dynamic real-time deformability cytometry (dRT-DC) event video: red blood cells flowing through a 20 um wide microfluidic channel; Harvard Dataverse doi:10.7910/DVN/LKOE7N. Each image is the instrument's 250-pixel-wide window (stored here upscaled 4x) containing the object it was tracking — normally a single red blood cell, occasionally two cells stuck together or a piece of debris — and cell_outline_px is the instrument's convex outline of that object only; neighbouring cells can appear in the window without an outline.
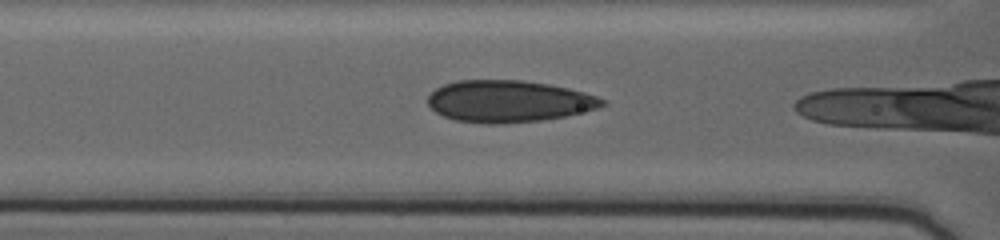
{"species": "human", "species_latin": "Homo sapiens", "temperature_condition": "warm", "stored_images_in_passage": 30, "camera_frame_rate_fps": 3000, "um_per_image_px": 0.085, "donor": {"sex": "female"}, "frame": {"image": 1, "passage_image": 5, "time_ms": 1.333, "image_size_px": [1000, 240], "cell_outline_px": [[608, 104], [596, 108], [564, 116], [540, 120], [500, 124], [484, 124], [456, 120], [444, 116], [436, 112], [428, 104], [428, 96], [436, 88], [444, 84], [460, 80], [520, 80], [548, 84], [568, 88], [596, 96], [604, 100]], "centroid_in_image_um": [43.2, 8.61], "position_along_channel_um": 123.4, "area_um2": 42.19}}
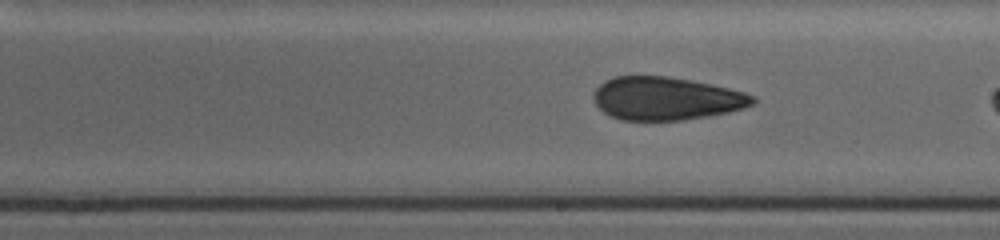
{"frame": {"image": 2, "passage_image": 17, "time_ms": 5.333, "image_size_px": [1000, 240], "cell_outline_px": [[756, 100], [752, 104], [744, 108], [728, 112], [708, 116], [680, 120], [620, 120], [608, 116], [596, 104], [592, 96], [596, 88], [600, 84], [616, 76], [664, 76], [688, 80], [728, 88], [744, 92], [756, 96]], "centroid_in_image_um": [56.6, 8.38], "position_along_channel_um": 232.4, "area_um2": 39.71}}
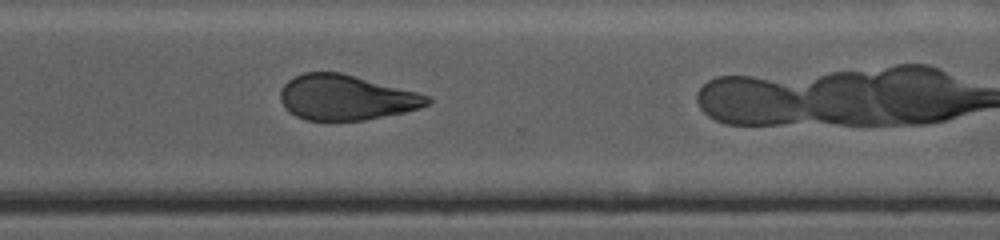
{"frame": {"image": 3, "passage_image": 29, "time_ms": 9.333, "image_size_px": [1000, 240], "cell_outline_px": [[432, 100], [428, 104], [404, 112], [364, 120], [304, 120], [288, 112], [284, 108], [280, 100], [280, 92], [284, 84], [288, 80], [304, 72], [340, 72], [416, 92], [428, 96]], "centroid_in_image_um": [29.35, 8.29], "position_along_channel_um": 341.3, "area_um2": 38.38}}